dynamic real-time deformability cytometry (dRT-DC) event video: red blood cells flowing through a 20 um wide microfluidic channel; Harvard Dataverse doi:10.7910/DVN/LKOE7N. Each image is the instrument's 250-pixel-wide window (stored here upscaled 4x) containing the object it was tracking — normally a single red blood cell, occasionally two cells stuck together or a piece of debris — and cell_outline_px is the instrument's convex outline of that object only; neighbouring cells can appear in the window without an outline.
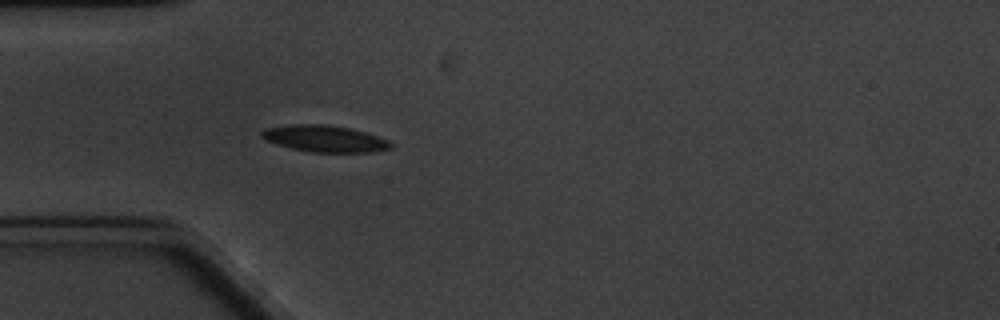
{"species": "common noctule bat (a hibernating species)", "species_latin": "Nyctalus noctula", "temperature_condition": "cold", "stored_images_in_passage": 4, "camera_frame_rate_fps": 3000, "um_per_image_px": 0.085, "animal": {"sex": "male", "body_mass_g": 20.1, "forearm_length_mm": 53.5}, "frame": {"image": 1, "passage_image": 4, "time_ms": 3.667, "image_size_px": [1000, 320], "cell_outline_px": [[392, 148], [376, 152], [312, 152], [292, 148], [264, 140], [260, 136], [260, 132], [264, 128], [288, 124], [328, 124], [348, 128], [364, 132], [388, 140], [392, 144]], "centroid_in_image_um": [27.56, 11.78], "position_along_channel_um": 57.4, "area_um2": 20.06}}